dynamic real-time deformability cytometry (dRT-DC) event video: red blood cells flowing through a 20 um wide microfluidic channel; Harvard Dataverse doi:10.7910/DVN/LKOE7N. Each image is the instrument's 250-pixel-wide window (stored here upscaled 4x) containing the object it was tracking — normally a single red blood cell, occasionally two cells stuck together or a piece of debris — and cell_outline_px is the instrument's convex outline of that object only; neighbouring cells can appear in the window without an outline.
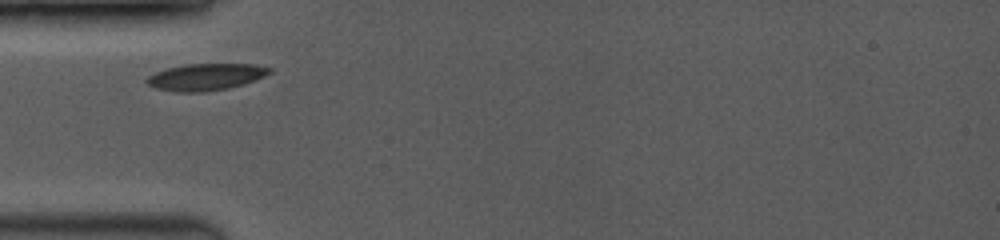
{"species": "common noctule bat (a hibernating species)", "species_latin": "Nyctalus noctula", "temperature_condition": "room temperature", "stored_images_in_passage": 5, "camera_frame_rate_fps": 3500, "um_per_image_px": 0.085, "animal": {"sex": "female", "body_mass_g": 19.0, "forearm_length_mm": 53.3}, "frame": {"image": 1, "passage_image": 1, "time_ms": 0.0, "image_size_px": [1000, 240], "cell_outline_px": [[272, 72], [264, 76], [244, 84], [228, 88], [204, 92], [176, 92], [156, 88], [148, 84], [144, 80], [148, 76], [156, 72], [168, 68], [184, 64], [256, 64], [272, 68]], "centroid_in_image_um": [17.5, 6.54], "position_along_channel_um": 67.5, "area_um2": 19.19}}
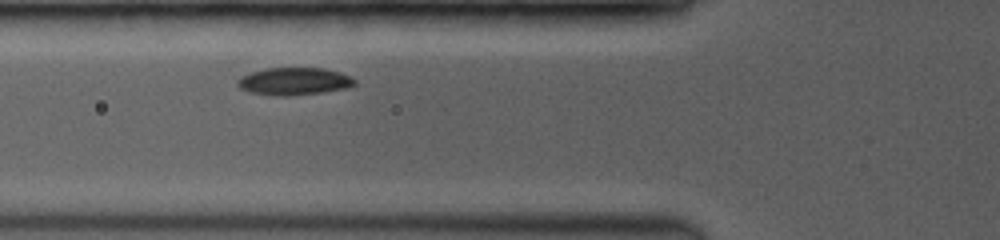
{"frame": {"image": 2, "passage_image": 2, "time_ms": 0.857, "image_size_px": [1000, 240], "cell_outline_px": [[356, 84], [344, 88], [324, 92], [288, 96], [280, 96], [248, 92], [240, 88], [236, 84], [236, 80], [240, 76], [264, 68], [324, 68], [340, 72], [356, 80]], "centroid_in_image_um": [24.95, 6.91], "position_along_channel_um": 100.8, "area_um2": 18.79}}
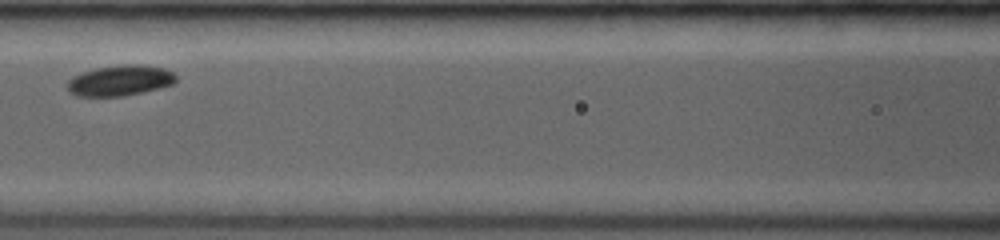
{"frame": {"image": 3, "passage_image": 4, "time_ms": 2.286, "image_size_px": [1000, 240], "cell_outline_px": [[176, 80], [172, 84], [124, 96], [76, 96], [68, 92], [68, 80], [72, 76], [80, 72], [96, 68], [124, 64], [140, 64], [164, 68], [172, 72], [176, 76]], "centroid_in_image_um": [10.15, 6.83], "position_along_channel_um": 156.5, "area_um2": 19.31}}